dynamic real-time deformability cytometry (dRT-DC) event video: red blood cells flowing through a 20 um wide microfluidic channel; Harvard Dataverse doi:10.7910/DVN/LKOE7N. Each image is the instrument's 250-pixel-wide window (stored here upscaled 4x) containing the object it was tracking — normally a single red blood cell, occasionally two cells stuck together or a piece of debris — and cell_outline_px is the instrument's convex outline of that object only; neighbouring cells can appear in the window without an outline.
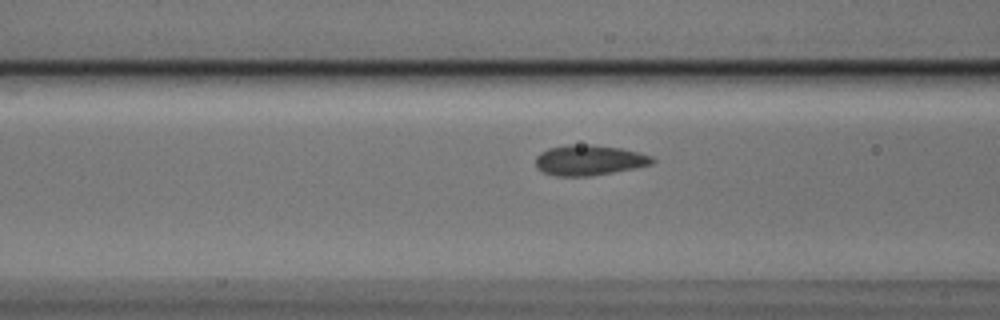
{"species": "Egyptian fruit bat (a non-hibernating species)", "species_latin": "Rousettus aegyptiacus", "temperature_condition": "cold", "stored_images_in_passage": 9, "camera_frame_rate_fps": 3000, "um_per_image_px": 0.085, "animal": {"sex": "male"}, "frame": {"image": 1, "passage_image": 6, "time_ms": 1.667, "image_size_px": [1000, 320], "cell_outline_px": [[656, 160], [652, 164], [612, 172], [588, 176], [556, 176], [544, 172], [536, 168], [536, 156], [540, 152], [548, 148], [568, 144], [592, 144], [620, 148], [652, 156]], "centroid_in_image_um": [50.04, 13.6], "position_along_channel_um": 116.6, "area_um2": 20.58}}
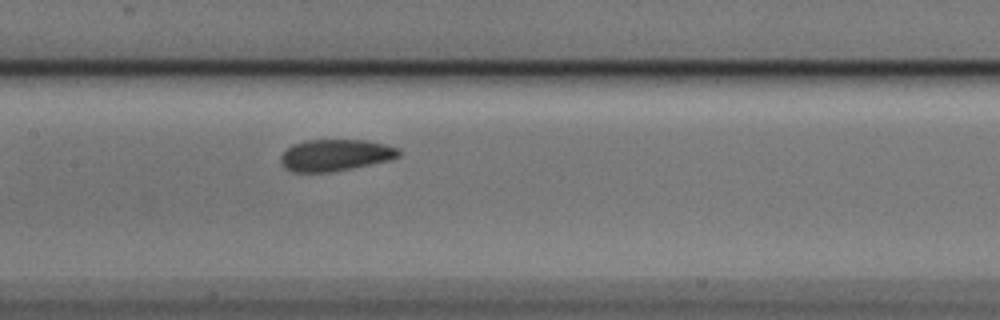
{"frame": {"image": 2, "passage_image": 9, "time_ms": 2.667, "image_size_px": [1000, 320], "cell_outline_px": [[400, 156], [392, 160], [352, 168], [328, 172], [292, 172], [284, 168], [280, 164], [280, 156], [292, 144], [308, 140], [368, 140], [400, 148]], "centroid_in_image_um": [28.51, 13.19], "position_along_channel_um": 178.9, "area_um2": 21.96}}